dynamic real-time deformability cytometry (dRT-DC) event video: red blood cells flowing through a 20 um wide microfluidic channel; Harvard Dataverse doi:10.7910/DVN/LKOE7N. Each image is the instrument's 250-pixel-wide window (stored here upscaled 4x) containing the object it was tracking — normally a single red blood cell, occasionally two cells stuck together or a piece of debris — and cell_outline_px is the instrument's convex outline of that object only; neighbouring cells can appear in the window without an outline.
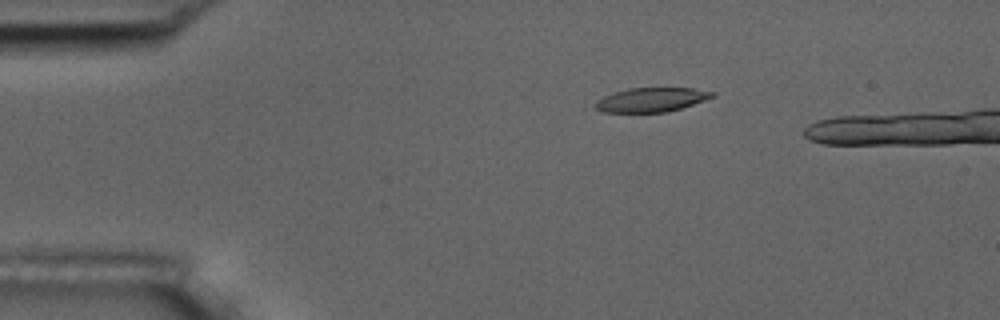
{"species": "common noctule bat (a hibernating species)", "species_latin": "Nyctalus noctula", "temperature_condition": "room temperature", "stored_images_in_passage": 7, "camera_frame_rate_fps": 3000, "um_per_image_px": 0.085, "animal": {"sex": "male", "body_mass_g": 17.5, "forearm_length_mm": 52.3}, "frame": {"image": 1, "passage_image": 1, "time_ms": 0.0, "image_size_px": [1000, 320], "cell_outline_px": [[716, 96], [668, 112], [604, 112], [596, 108], [592, 104], [596, 100], [604, 96], [628, 88], [692, 88], [716, 92]], "centroid_in_image_um": [55.36, 8.47], "position_along_channel_um": 29.6, "area_um2": 16.42}}